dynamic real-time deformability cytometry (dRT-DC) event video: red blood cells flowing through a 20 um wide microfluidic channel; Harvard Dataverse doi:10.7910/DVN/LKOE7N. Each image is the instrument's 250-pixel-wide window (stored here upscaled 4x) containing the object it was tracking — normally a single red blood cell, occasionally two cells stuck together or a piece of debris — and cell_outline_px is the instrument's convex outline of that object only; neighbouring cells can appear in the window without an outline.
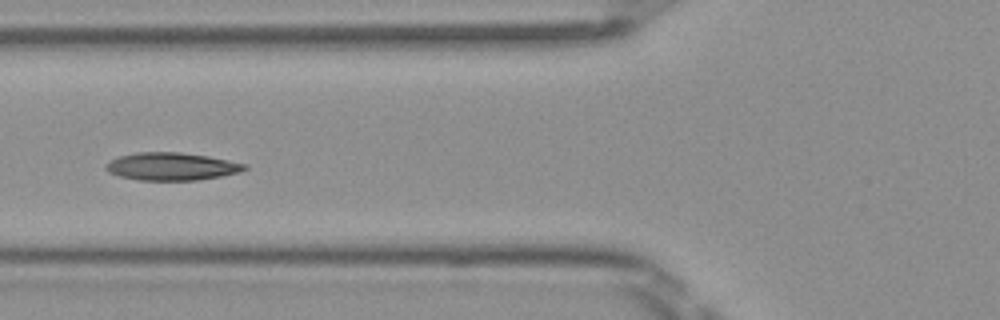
{"species": "Egyptian fruit bat (a non-hibernating species)", "species_latin": "Rousettus aegyptiacus", "temperature_condition": "room temperature", "stored_images_in_passage": 6, "camera_frame_rate_fps": 3000, "um_per_image_px": 0.085, "frame": {"image": 1, "passage_image": 6, "time_ms": 1.667, "image_size_px": [1000, 320], "cell_outline_px": [[248, 168], [236, 172], [220, 176], [200, 180], [140, 180], [120, 176], [108, 172], [104, 168], [104, 164], [108, 160], [120, 156], [136, 152], [180, 152], [208, 156], [248, 164]], "centroid_in_image_um": [14.54, 14.14], "position_along_channel_um": 111.3, "area_um2": 22.43}}